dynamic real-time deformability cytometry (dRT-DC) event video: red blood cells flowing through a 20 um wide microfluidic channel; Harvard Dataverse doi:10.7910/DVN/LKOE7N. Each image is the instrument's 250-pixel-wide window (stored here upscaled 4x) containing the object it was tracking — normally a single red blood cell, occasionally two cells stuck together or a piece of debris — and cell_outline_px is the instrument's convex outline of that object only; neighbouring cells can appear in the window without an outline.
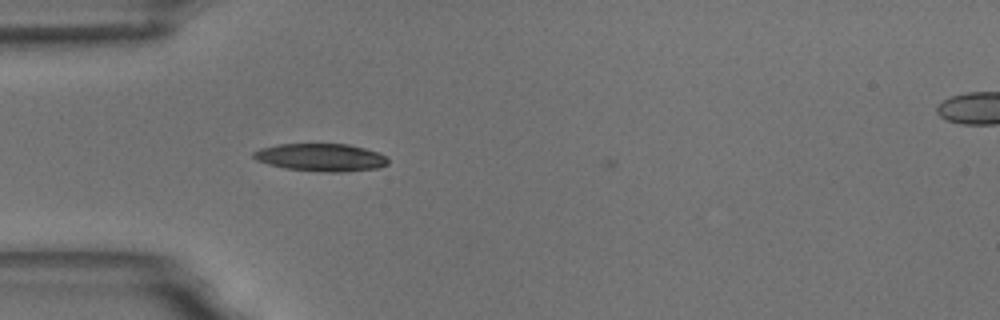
{"species": "common noctule bat (a hibernating species)", "species_latin": "Nyctalus noctula", "temperature_condition": "room temperature", "stored_images_in_passage": 6, "camera_frame_rate_fps": 3000, "um_per_image_px": 0.085, "animal": {"sex": "male", "body_mass_g": 18.8}, "frame": {"image": 1, "passage_image": 2, "time_ms": 0.333, "image_size_px": [1000, 320], "cell_outline_px": [[388, 164], [376, 168], [340, 172], [328, 172], [284, 168], [268, 164], [256, 160], [252, 156], [252, 152], [260, 148], [280, 144], [348, 144], [364, 148], [376, 152], [384, 156], [388, 160]], "centroid_in_image_um": [27.23, 13.37], "position_along_channel_um": 57.8, "area_um2": 21.5}}